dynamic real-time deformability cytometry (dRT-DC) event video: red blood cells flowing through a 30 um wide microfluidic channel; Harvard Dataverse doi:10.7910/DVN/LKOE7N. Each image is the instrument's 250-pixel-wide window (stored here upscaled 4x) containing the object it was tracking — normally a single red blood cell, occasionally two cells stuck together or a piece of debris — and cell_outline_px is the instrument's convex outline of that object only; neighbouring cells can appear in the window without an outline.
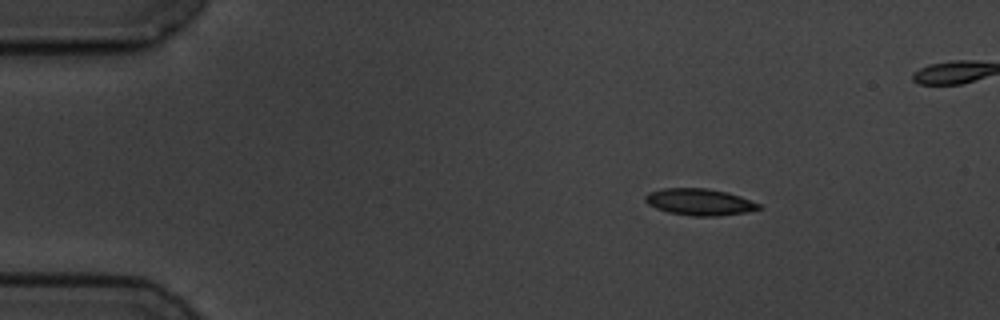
{"species": "common noctule bat (a hibernating species)", "species_latin": "Nyctalus noctula", "temperature_condition": "cold", "stored_images_in_passage": 4, "camera_frame_rate_fps": 3000, "um_per_image_px": 0.085, "animal": {"sex": "male", "body_mass_g": 19.5, "forearm_length_mm": 54.6}, "frame": {"image": 1, "passage_image": 1, "time_ms": 0.0, "image_size_px": [1000, 320], "cell_outline_px": [[764, 208], [744, 212], [720, 216], [692, 216], [668, 212], [656, 208], [648, 204], [644, 200], [644, 196], [648, 192], [664, 188], [704, 188], [728, 192], [740, 196], [760, 204]], "centroid_in_image_um": [59.45, 17.17], "position_along_channel_um": 25.6, "area_um2": 17.69}}